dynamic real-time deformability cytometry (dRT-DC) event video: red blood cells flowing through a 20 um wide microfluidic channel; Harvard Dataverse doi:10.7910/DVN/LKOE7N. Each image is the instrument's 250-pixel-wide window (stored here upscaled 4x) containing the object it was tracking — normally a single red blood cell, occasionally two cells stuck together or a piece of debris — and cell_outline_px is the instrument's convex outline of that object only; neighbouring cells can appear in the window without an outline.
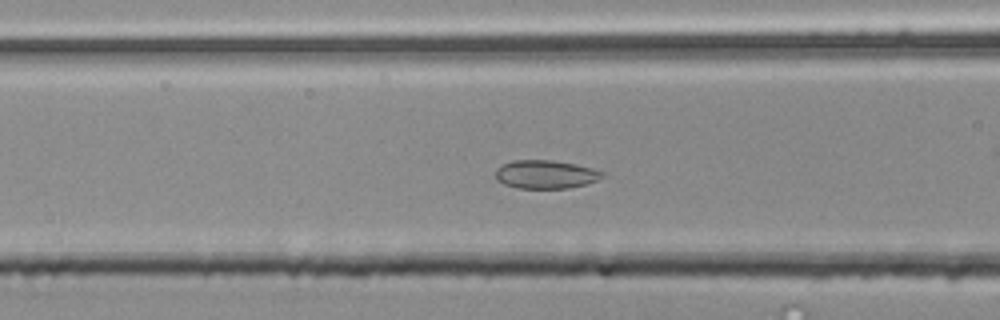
{"species": "common noctule bat (a hibernating species)", "species_latin": "Nyctalus noctula", "temperature_condition": "room temperature", "stored_images_in_passage": 55, "camera_frame_rate_fps": 3000, "um_per_image_px": 0.085, "animal": {"sex": "male", "body_mass_g": 20.4}, "frame": {"image": 1, "passage_image": 21, "time_ms": 6.667, "image_size_px": [1000, 320], "cell_outline_px": [[604, 176], [596, 180], [584, 184], [568, 188], [516, 188], [504, 184], [496, 180], [496, 168], [512, 160], [552, 160], [576, 164], [592, 168], [604, 172]], "centroid_in_image_um": [46.35, 14.82], "position_along_channel_um": 120.2, "area_um2": 17.63}}
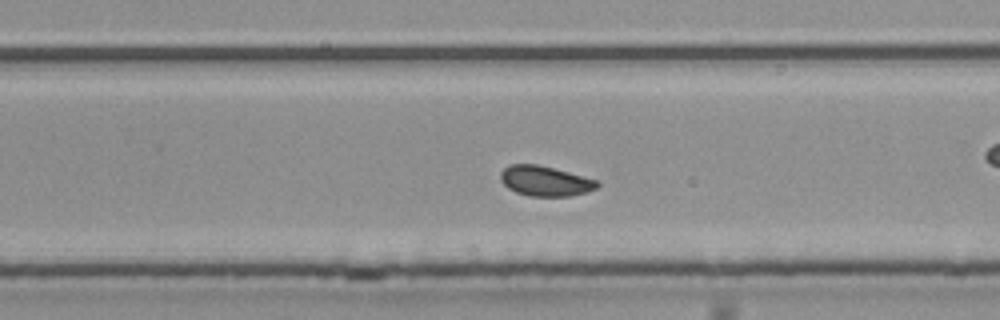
{"frame": {"image": 2, "passage_image": 34, "time_ms": 11.0, "image_size_px": [1000, 320], "cell_outline_px": [[600, 184], [596, 188], [588, 192], [568, 196], [528, 196], [516, 192], [508, 188], [500, 180], [500, 172], [508, 164], [536, 164], [568, 172], [596, 180]], "centroid_in_image_um": [46.3, 15.39], "position_along_channel_um": 283.5, "area_um2": 16.88}}
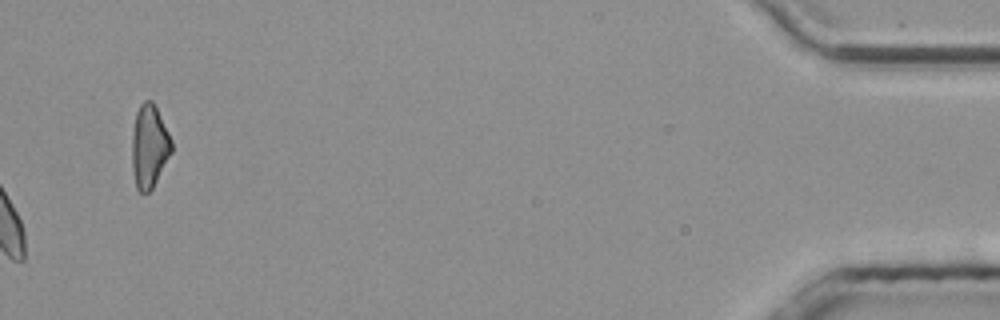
{"frame": {"image": 3, "passage_image": 55, "time_ms": 18.0, "image_size_px": [1000, 320], "cell_outline_px": [[172, 152], [152, 188], [148, 192], [140, 192], [136, 188], [132, 168], [132, 136], [136, 112], [140, 104], [144, 100], [152, 100], [172, 140]], "centroid_in_image_um": [12.68, 12.43], "position_along_channel_um": 422.5, "area_um2": 19.02}, "authors_computed_cell_mechanics": {"area_um2": 17.4556, "velocity_mm_per_s": 3.7807, "shape_relaxation_time_tau1_ms": 3.1378, "shape_relaxation_time_tau2_ms": 1.0003, "deformation_change_tau1": 0.0554, "deformation_change_tau2": 0.0397}}